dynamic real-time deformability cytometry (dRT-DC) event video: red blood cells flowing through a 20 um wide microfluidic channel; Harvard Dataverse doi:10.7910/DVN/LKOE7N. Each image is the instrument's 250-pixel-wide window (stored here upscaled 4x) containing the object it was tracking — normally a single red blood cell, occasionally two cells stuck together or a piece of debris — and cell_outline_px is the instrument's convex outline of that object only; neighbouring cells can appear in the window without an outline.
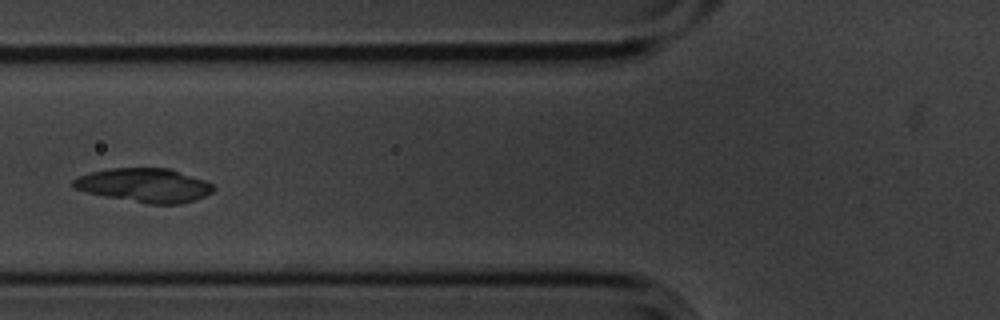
{"species": "common noctule bat (a hibernating species)", "species_latin": "Nyctalus noctula", "temperature_condition": "cold", "stored_images_in_passage": 16, "segment_of_instrument_passage": [1, 2], "camera_frame_rate_fps": 3000, "um_per_image_px": 0.085, "animal": {"sex": "male", "body_mass_g": 20.1, "forearm_length_mm": 53.5}, "frame": {"image": 1, "passage_image": 6, "time_ms": 1.667, "image_size_px": [1000, 320], "cell_outline_px": [[216, 188], [212, 192], [196, 200], [180, 204], [148, 204], [104, 196], [84, 192], [76, 188], [72, 184], [72, 180], [80, 176], [92, 172], [112, 168], [168, 168], [204, 180], [212, 184]], "centroid_in_image_um": [12.29, 15.76], "position_along_channel_um": 113.5, "area_um2": 27.57}}
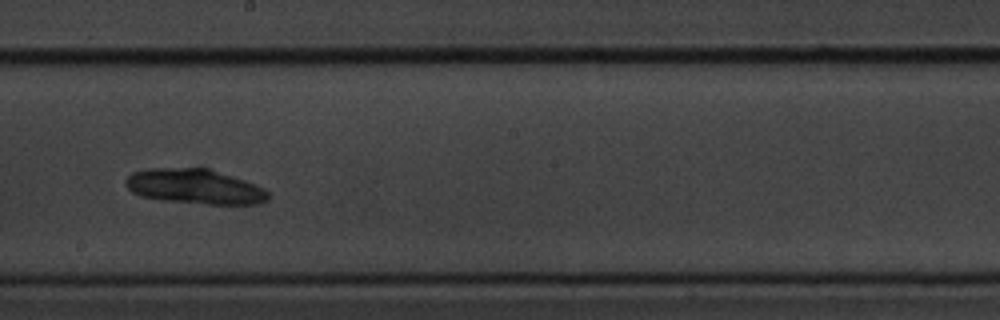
{"frame": {"image": 2, "passage_image": 9, "time_ms": 2.667, "image_size_px": [1000, 320], "cell_outline_px": [[268, 200], [260, 204], [208, 204], [160, 200], [140, 196], [132, 192], [124, 184], [124, 180], [132, 172], [144, 168], [208, 168], [256, 184], [264, 188], [268, 192]], "centroid_in_image_um": [16.52, 15.85], "position_along_channel_um": 231.7, "area_um2": 29.19}}
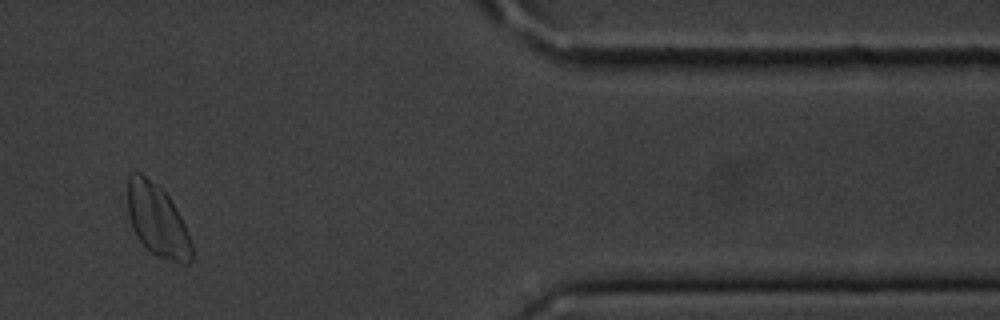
{"frame": {"image": 3, "passage_image": 13, "time_ms": 4.0, "image_size_px": [1000, 320], "cell_outline_px": [[192, 260], [188, 264], [184, 264], [156, 256], [136, 236], [132, 228], [128, 216], [128, 176], [132, 172], [140, 172], [156, 184], [168, 196], [176, 208], [188, 232], [192, 244]], "centroid_in_image_um": [13.37, 18.74], "position_along_channel_um": 398.0, "area_um2": 26.82}}